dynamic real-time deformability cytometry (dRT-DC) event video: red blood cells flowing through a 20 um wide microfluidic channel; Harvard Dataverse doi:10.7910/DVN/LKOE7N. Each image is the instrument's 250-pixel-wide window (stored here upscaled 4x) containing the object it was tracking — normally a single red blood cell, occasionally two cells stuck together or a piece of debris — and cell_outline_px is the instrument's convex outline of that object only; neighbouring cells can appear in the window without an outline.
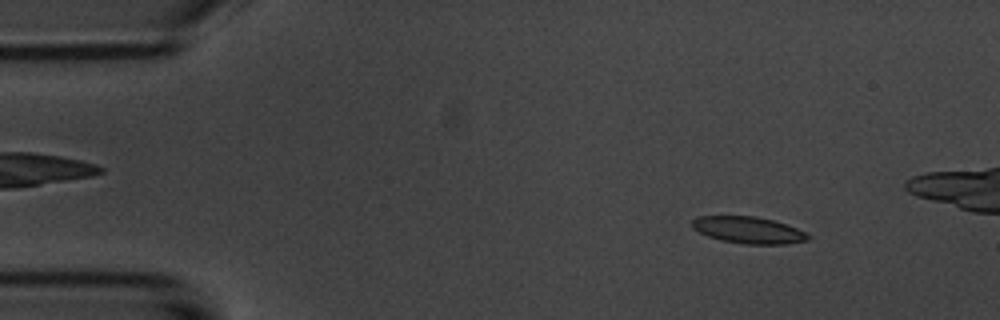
{"species": "common noctule bat (a hibernating species)", "species_latin": "Nyctalus noctula", "temperature_condition": "room temperature", "stored_images_in_passage": 54, "camera_frame_rate_fps": 3000, "um_per_image_px": 0.085, "animal": {"sex": "male", "body_mass_g": 20.1, "forearm_length_mm": 53.5}, "frame": {"image": 1, "passage_image": 6, "time_ms": 1.667, "image_size_px": [1000, 320], "cell_outline_px": [[808, 240], [788, 244], [744, 244], [720, 240], [708, 236], [692, 228], [692, 220], [696, 216], [756, 216], [772, 220], [796, 228], [804, 232], [808, 236]], "centroid_in_image_um": [63.57, 19.55], "position_along_channel_um": 21.4, "area_um2": 17.92}}
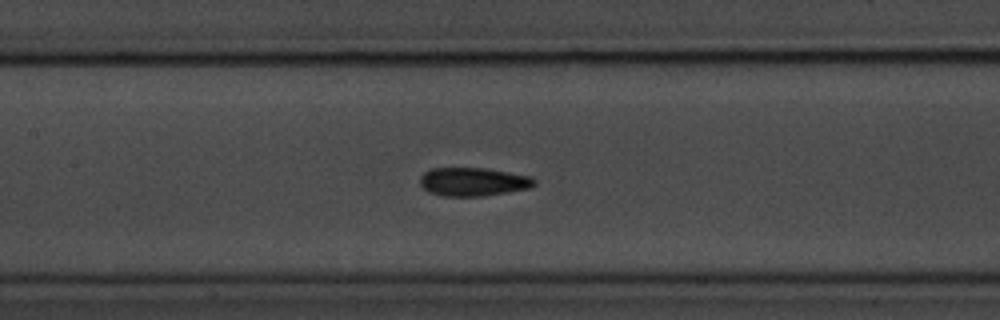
{"frame": {"image": 2, "passage_image": 24, "time_ms": 7.667, "image_size_px": [1000, 320], "cell_outline_px": [[536, 184], [528, 188], [508, 192], [484, 196], [440, 196], [428, 192], [420, 184], [420, 176], [428, 168], [488, 168], [532, 176], [536, 180]], "centroid_in_image_um": [40.21, 15.44], "position_along_channel_um": 167.2, "area_um2": 19.25}}
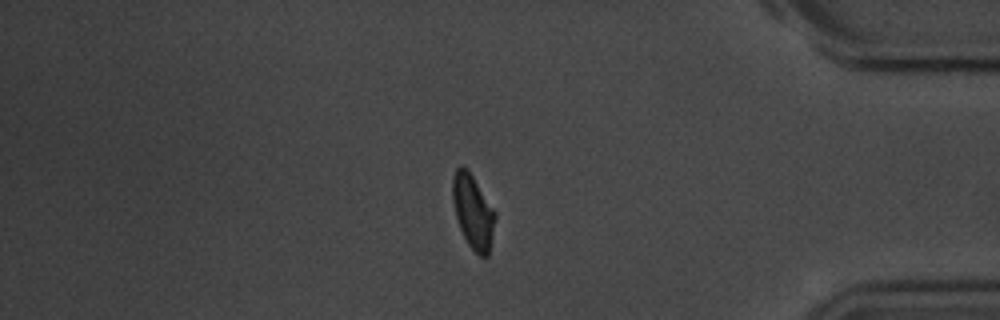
{"frame": {"image": 3, "passage_image": 45, "time_ms": 14.667, "image_size_px": [1000, 320], "cell_outline_px": [[496, 220], [488, 256], [480, 256], [468, 244], [460, 228], [456, 216], [452, 200], [452, 176], [456, 168], [460, 164], [468, 168], [496, 212]], "centroid_in_image_um": [40.2, 17.93], "position_along_channel_um": 395.0, "area_um2": 18.5}, "authors_computed_cell_mechanics": {"area_um2": 18.7272, "velocity_mm_per_s": 3.6889, "shape_relaxation_time_tau1_ms": 4.4137, "shape_relaxation_time_tau2_ms": 1.3777, "deformation_change_tau1": 0.1342, "deformation_change_tau2": 0.0649}}